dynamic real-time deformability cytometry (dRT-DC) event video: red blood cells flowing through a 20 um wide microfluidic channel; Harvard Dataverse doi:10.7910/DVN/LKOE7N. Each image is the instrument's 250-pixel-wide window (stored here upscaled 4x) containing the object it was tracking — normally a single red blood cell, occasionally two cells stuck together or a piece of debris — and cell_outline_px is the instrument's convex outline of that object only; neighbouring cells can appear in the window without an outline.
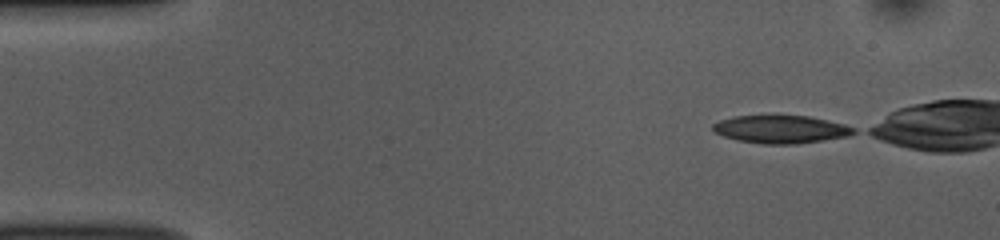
{"species": "common noctule bat (a hibernating species)", "species_latin": "Nyctalus noctula", "temperature_condition": "room temperature", "stored_images_in_passage": 39, "camera_frame_rate_fps": 3000, "um_per_image_px": 0.085, "animal": {"sex": "female", "body_mass_g": 10.0, "forearm_length_mm": 53.1}, "frame": {"image": 1, "passage_image": 1, "time_ms": 0.0, "image_size_px": [1000, 240], "cell_outline_px": [[856, 132], [848, 136], [824, 140], [796, 144], [764, 144], [736, 140], [724, 136], [716, 132], [712, 128], [712, 124], [720, 120], [736, 116], [808, 116], [844, 124], [856, 128]], "centroid_in_image_um": [66.39, 11.0], "position_along_channel_um": 18.6, "area_um2": 22.72}}
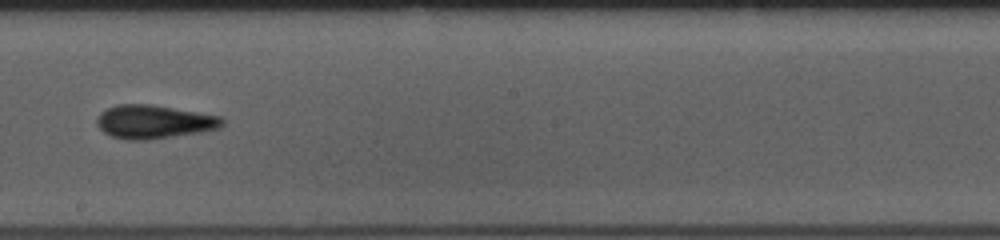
{"frame": {"image": 2, "passage_image": 25, "time_ms": 8.0, "image_size_px": [1000, 240], "cell_outline_px": [[224, 124], [220, 128], [200, 132], [148, 140], [128, 140], [112, 136], [104, 132], [96, 124], [96, 120], [100, 112], [116, 104], [148, 104], [220, 116], [224, 120]], "centroid_in_image_um": [13.07, 10.36], "position_along_channel_um": 235.1, "area_um2": 24.33}}
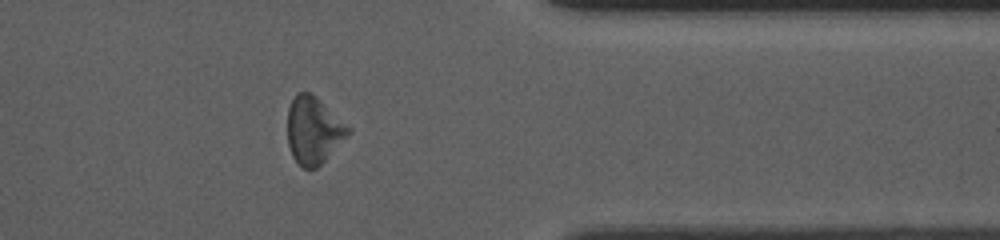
{"frame": {"image": 3, "passage_image": 38, "time_ms": 12.333, "image_size_px": [1000, 240], "cell_outline_px": [[352, 132], [316, 168], [300, 168], [292, 156], [288, 144], [288, 108], [296, 92], [308, 92], [316, 96], [352, 128]], "centroid_in_image_um": [26.66, 11.07], "position_along_channel_um": 384.7, "area_um2": 23.81}}